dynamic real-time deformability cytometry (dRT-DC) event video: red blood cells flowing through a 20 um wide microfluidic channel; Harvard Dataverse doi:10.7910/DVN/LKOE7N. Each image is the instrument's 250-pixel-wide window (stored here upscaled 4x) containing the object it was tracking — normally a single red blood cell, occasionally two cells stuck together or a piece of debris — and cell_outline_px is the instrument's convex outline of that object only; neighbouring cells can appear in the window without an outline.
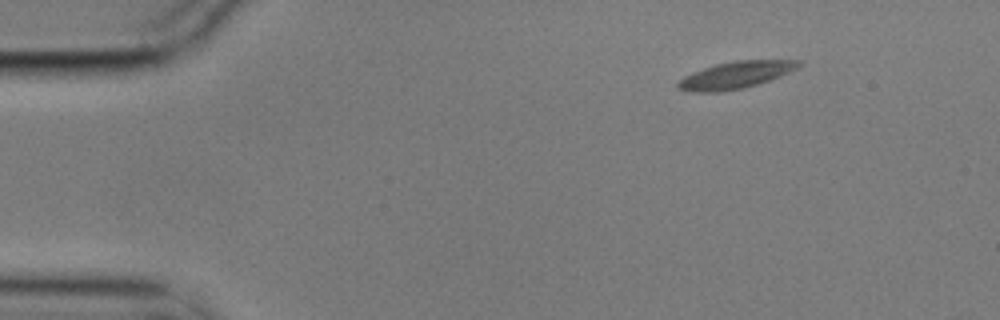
{"species": "common noctule bat (a hibernating species)", "species_latin": "Nyctalus noctula", "temperature_condition": "cold", "stored_images_in_passage": 3, "camera_frame_rate_fps": 3000, "um_per_image_px": 0.085, "animal": {"sex": "male", "body_mass_g": 17.9}, "frame": {"image": 1, "passage_image": 1, "time_ms": 0.0, "image_size_px": [1000, 320], "cell_outline_px": [[804, 64], [772, 80], [740, 88], [720, 92], [692, 92], [676, 88], [676, 84], [684, 76], [692, 72], [716, 64], [736, 60], [800, 60]], "centroid_in_image_um": [62.52, 6.37], "position_along_channel_um": 22.5, "area_um2": 18.9}}